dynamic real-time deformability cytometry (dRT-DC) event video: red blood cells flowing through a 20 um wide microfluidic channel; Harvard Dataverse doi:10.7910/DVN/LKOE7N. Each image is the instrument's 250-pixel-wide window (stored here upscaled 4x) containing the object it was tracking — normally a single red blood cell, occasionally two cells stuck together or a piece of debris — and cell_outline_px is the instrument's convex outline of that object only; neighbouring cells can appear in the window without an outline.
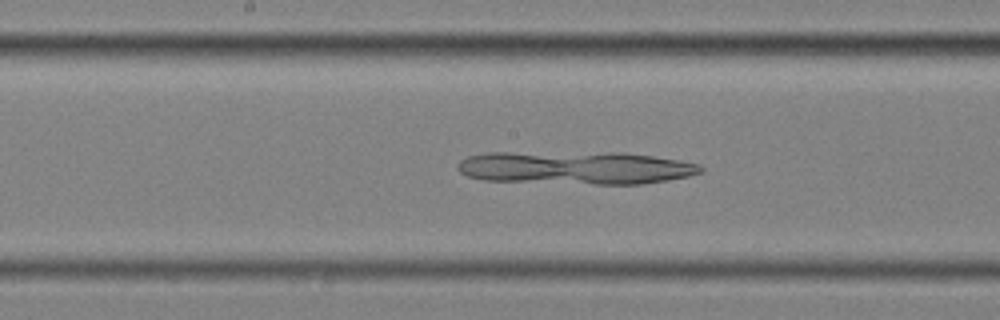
{"species": "common noctule bat (a hibernating species)", "species_latin": "Nyctalus noctula", "temperature_condition": "cold", "stored_images_in_passage": 45, "camera_frame_rate_fps": 3000, "um_per_image_px": 0.085, "animal": {"sex": "female", "body_mass_g": 25.1}, "frame": {"image": 1, "passage_image": 29, "time_ms": 9.333, "image_size_px": [1000, 320], "cell_outline_px": [[704, 172], [688, 176], [668, 180], [640, 184], [596, 184], [484, 180], [468, 176], [460, 172], [456, 168], [456, 164], [460, 160], [468, 156], [488, 152], [624, 152], [680, 160], [700, 164], [704, 168]], "centroid_in_image_um": [48.93, 14.24], "position_along_channel_um": 199.3, "area_um2": 47.22}}
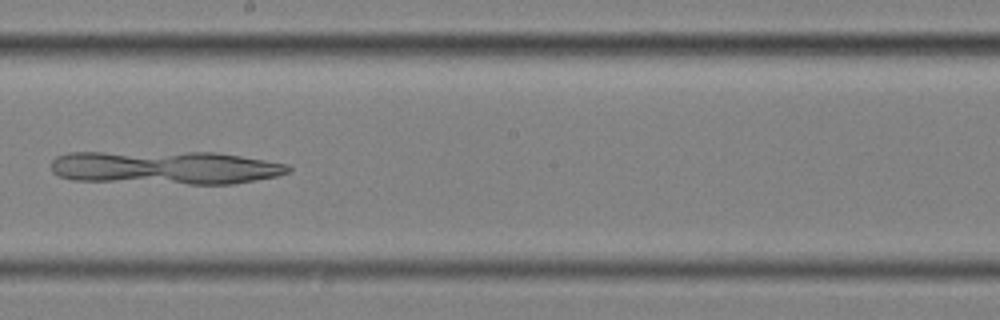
{"frame": {"image": 2, "passage_image": 32, "time_ms": 10.333, "image_size_px": [1000, 320], "cell_outline_px": [[292, 172], [276, 176], [232, 184], [188, 184], [72, 180], [60, 176], [52, 172], [52, 160], [56, 156], [68, 152], [216, 152], [288, 164], [292, 168]], "centroid_in_image_um": [14.05, 14.24], "position_along_channel_um": 234.2, "area_um2": 46.41}}
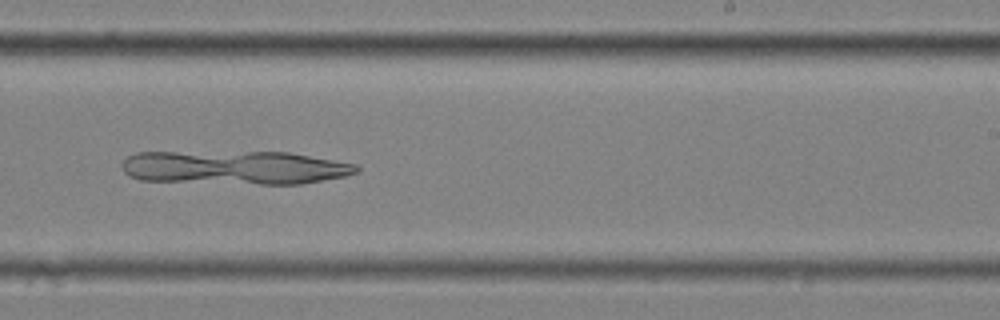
{"frame": {"image": 3, "passage_image": 35, "time_ms": 11.333, "image_size_px": [1000, 320], "cell_outline_px": [[360, 172], [344, 176], [300, 184], [260, 184], [140, 180], [128, 176], [124, 172], [120, 164], [128, 156], [136, 152], [288, 152], [356, 164], [360, 168]], "centroid_in_image_um": [19.93, 14.24], "position_along_channel_um": 269.1, "area_um2": 46.12}}